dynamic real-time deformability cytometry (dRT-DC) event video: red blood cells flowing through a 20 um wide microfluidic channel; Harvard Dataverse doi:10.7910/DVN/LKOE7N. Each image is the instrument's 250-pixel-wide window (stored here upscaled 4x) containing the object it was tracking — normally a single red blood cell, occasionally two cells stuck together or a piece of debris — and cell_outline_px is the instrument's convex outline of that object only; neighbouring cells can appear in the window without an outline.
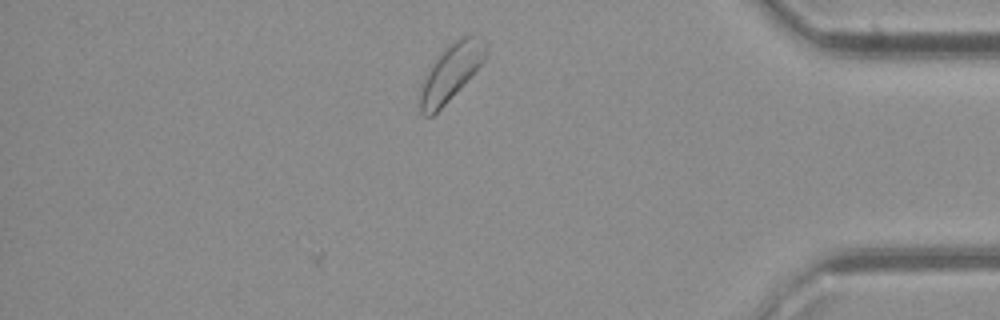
{"species": "common noctule bat (a hibernating species)", "species_latin": "Nyctalus noctula", "temperature_condition": "cold", "stored_images_in_passage": 25, "camera_frame_rate_fps": 3000, "um_per_image_px": 0.085, "animal": {"sex": "female", "body_mass_g": 21.9}, "frame": {"image": 1, "passage_image": 25, "time_ms": 8.0, "image_size_px": [1000, 320], "cell_outline_px": [[488, 48], [484, 60], [444, 104], [432, 116], [424, 116], [420, 112], [420, 84], [428, 68], [436, 56], [452, 40], [468, 32], [484, 36], [488, 44]], "centroid_in_image_um": [38.33, 6.02], "position_along_channel_um": 396.9, "area_um2": 22.02}}